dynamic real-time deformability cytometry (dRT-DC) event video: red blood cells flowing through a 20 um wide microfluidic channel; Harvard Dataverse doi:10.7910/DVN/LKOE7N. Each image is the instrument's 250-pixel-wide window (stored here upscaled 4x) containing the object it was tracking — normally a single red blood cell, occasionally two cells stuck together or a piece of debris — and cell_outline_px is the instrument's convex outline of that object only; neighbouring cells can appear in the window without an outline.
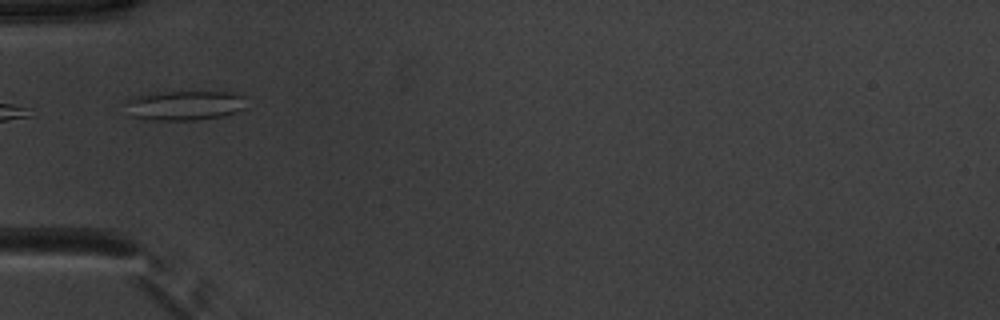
{"species": "common noctule bat (a hibernating species)", "species_latin": "Nyctalus noctula", "temperature_condition": "warm", "stored_images_in_passage": 3, "camera_frame_rate_fps": 3000, "um_per_image_px": 0.085, "animal": {"sex": "male", "body_mass_g": 20.1, "forearm_length_mm": 53.5}, "frame": {"image": 1, "passage_image": 1, "time_ms": 0.0, "image_size_px": [1000, 320], "cell_outline_px": [[244, 108], [220, 116], [192, 120], [156, 120], [132, 116], [128, 100], [136, 96], [160, 92], [232, 92], [244, 96]], "centroid_in_image_um": [15.74, 8.95], "position_along_channel_um": 69.3, "area_um2": 20.11}}
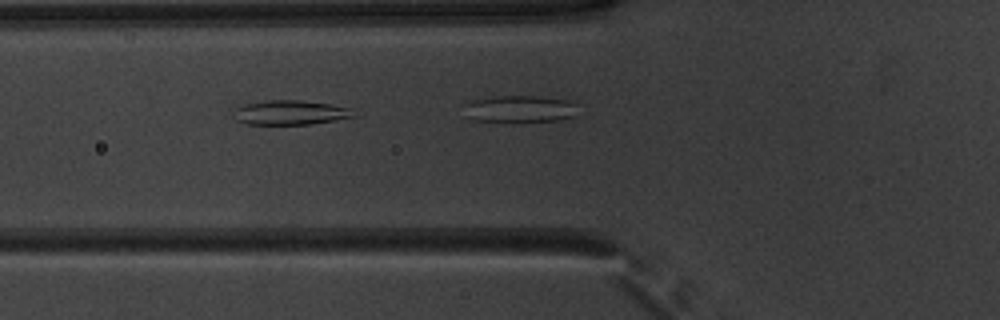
{"frame": {"image": 2, "passage_image": 2, "time_ms": 0.333, "image_size_px": [1000, 320], "cell_outline_px": [[360, 116], [308, 124], [248, 124], [236, 120], [232, 108], [244, 104], [268, 100], [300, 100], [328, 104], [352, 108]], "centroid_in_image_um": [24.69, 9.56], "position_along_channel_um": 101.1, "area_um2": 17.22}}